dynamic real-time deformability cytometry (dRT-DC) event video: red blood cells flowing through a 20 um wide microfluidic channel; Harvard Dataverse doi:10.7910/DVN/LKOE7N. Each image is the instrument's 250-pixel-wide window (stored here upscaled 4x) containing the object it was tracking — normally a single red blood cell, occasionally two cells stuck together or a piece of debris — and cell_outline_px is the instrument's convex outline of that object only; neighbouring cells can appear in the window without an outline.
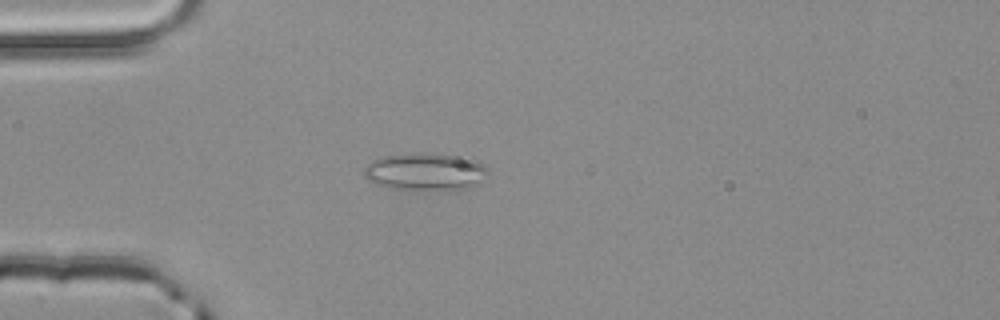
{"species": "common noctule bat (a hibernating species)", "species_latin": "Nyctalus noctula", "temperature_condition": "room temperature", "stored_images_in_passage": 3, "camera_frame_rate_fps": 3000, "um_per_image_px": 0.085, "animal": {"sex": "male", "body_mass_g": 20.4}, "frame": {"image": 1, "passage_image": 3, "time_ms": 0.667, "image_size_px": [1000, 320], "cell_outline_px": [[488, 172], [472, 188], [452, 192], [388, 188], [368, 180], [364, 176], [364, 168], [372, 160], [384, 156], [408, 152], [472, 156], [488, 168]], "centroid_in_image_um": [36.21, 14.6], "position_along_channel_um": 48.8, "area_um2": 28.03}}